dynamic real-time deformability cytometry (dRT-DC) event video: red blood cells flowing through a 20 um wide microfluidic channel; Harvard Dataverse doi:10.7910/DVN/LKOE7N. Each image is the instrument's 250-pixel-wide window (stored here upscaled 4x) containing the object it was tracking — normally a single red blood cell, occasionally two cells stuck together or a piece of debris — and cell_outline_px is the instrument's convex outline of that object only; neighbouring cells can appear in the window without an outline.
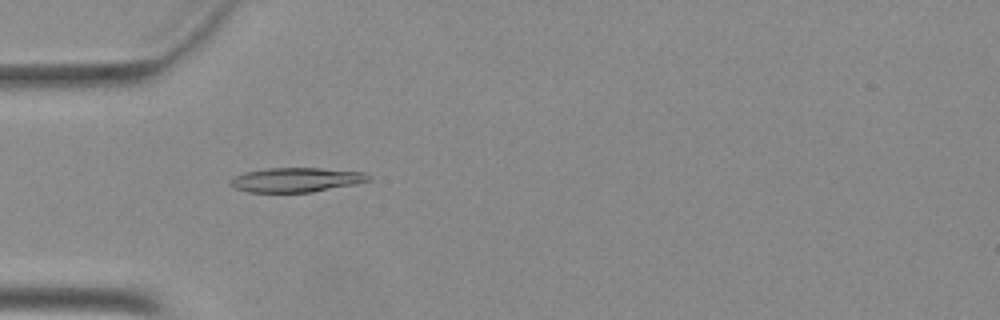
{"species": "Egyptian fruit bat (a non-hibernating species)", "species_latin": "Rousettus aegyptiacus", "temperature_condition": "warm", "stored_images_in_passage": 29, "camera_frame_rate_fps": 3000, "um_per_image_px": 0.085, "animal": {"sex": "female"}, "frame": {"image": 1, "passage_image": 1, "time_ms": 0.0, "image_size_px": [1000, 320], "cell_outline_px": [[372, 176], [368, 180], [356, 184], [312, 192], [248, 192], [236, 188], [232, 184], [232, 180], [236, 176], [244, 172], [268, 168], [320, 168], [364, 172]], "centroid_in_image_um": [25.22, 15.28], "position_along_channel_um": 59.8, "area_um2": 19.42}}
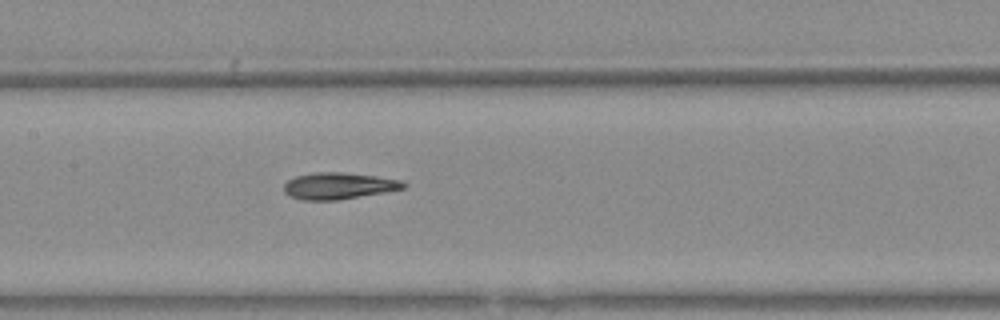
{"frame": {"image": 2, "passage_image": 10, "time_ms": 3.0, "image_size_px": [1000, 320], "cell_outline_px": [[408, 184], [404, 188], [384, 192], [336, 200], [300, 200], [288, 196], [284, 192], [284, 184], [288, 180], [296, 176], [316, 172], [340, 172], [376, 176], [404, 180]], "centroid_in_image_um": [28.78, 15.8], "position_along_channel_um": 178.6, "area_um2": 18.55}}
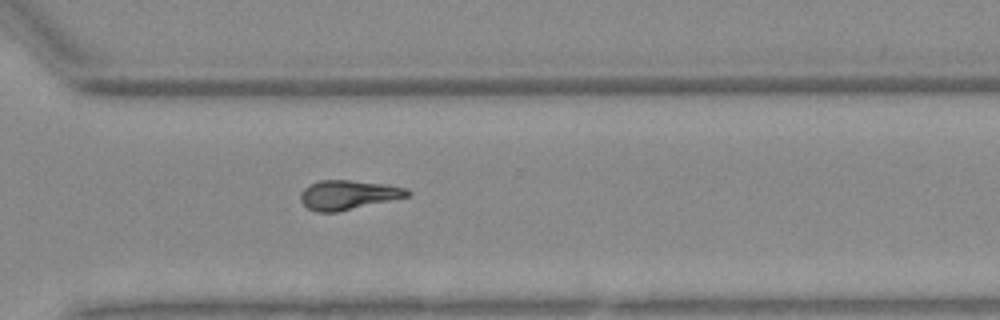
{"frame": {"image": 3, "passage_image": 22, "time_ms": 7.0, "image_size_px": [1000, 320], "cell_outline_px": [[412, 192], [408, 196], [336, 212], [316, 212], [308, 208], [300, 200], [300, 192], [308, 184], [320, 180], [348, 180], [384, 184], [408, 188]], "centroid_in_image_um": [29.56, 16.55], "position_along_channel_um": 341.0, "area_um2": 18.15}}